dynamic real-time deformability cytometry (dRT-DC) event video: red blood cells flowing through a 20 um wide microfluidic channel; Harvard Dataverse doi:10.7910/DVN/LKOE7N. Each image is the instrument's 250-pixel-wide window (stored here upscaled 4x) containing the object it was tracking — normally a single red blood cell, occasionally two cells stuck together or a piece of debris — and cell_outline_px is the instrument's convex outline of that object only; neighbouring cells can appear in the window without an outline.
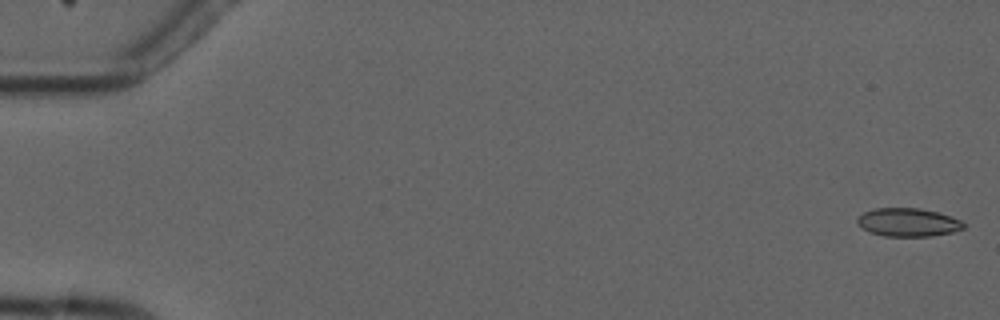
{"species": "common noctule bat (a hibernating species)", "species_latin": "Nyctalus noctula", "temperature_condition": "cold", "stored_images_in_passage": 8, "camera_frame_rate_fps": 3000, "um_per_image_px": 0.085, "animal": {"sex": "male", "forearm_length_mm": 52.5}, "frame": {"image": 1, "passage_image": 1, "time_ms": 0.0, "image_size_px": [1000, 320], "cell_outline_px": [[964, 228], [952, 232], [932, 236], [884, 236], [868, 232], [856, 224], [856, 220], [864, 212], [872, 208], [920, 208], [940, 212], [960, 220], [964, 224]], "centroid_in_image_um": [77.15, 18.89], "position_along_channel_um": 7.8, "area_um2": 17.69}}
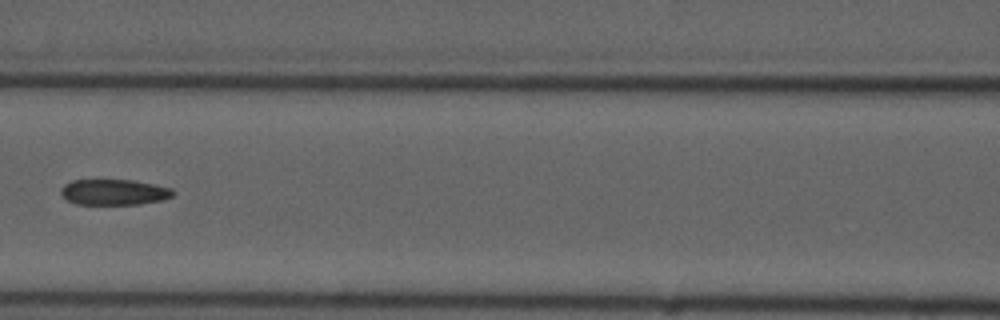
{"frame": {"image": 2, "passage_image": 7, "time_ms": 8.0, "image_size_px": [1000, 320], "cell_outline_px": [[176, 192], [172, 196], [164, 200], [140, 204], [76, 204], [68, 200], [60, 192], [60, 188], [64, 184], [72, 180], [132, 180], [172, 188]], "centroid_in_image_um": [9.71, 16.33], "position_along_channel_um": 156.9, "area_um2": 16.82}}
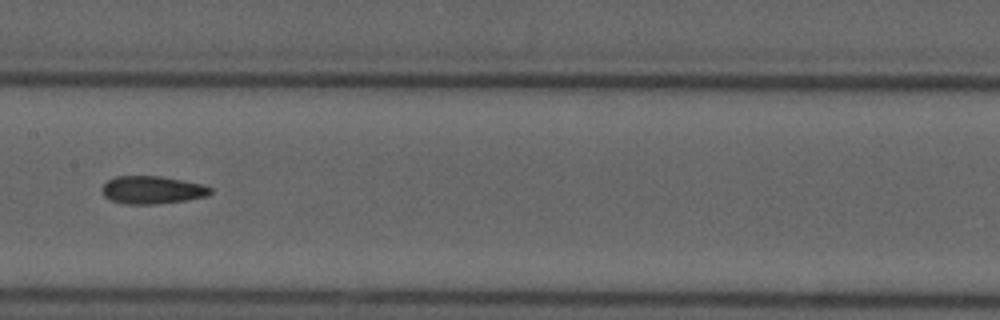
{"frame": {"image": 3, "passage_image": 8, "time_ms": 9.0, "image_size_px": [1000, 320], "cell_outline_px": [[212, 192], [208, 196], [184, 200], [156, 204], [124, 204], [112, 200], [104, 196], [100, 188], [108, 180], [116, 176], [160, 176], [200, 184], [212, 188]], "centroid_in_image_um": [12.9, 16.15], "position_along_channel_um": 194.5, "area_um2": 17.46}}